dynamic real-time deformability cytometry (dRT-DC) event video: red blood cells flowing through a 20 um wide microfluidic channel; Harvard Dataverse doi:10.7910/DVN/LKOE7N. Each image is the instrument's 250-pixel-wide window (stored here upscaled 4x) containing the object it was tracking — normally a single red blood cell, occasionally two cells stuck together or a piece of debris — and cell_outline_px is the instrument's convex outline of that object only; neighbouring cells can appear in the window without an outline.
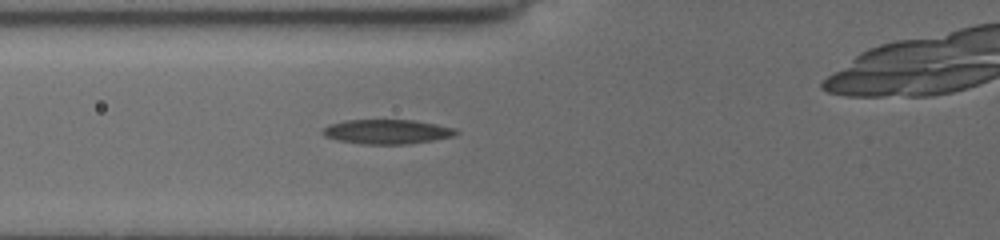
{"species": "common noctule bat (a hibernating species)", "species_latin": "Nyctalus noctula", "temperature_condition": "cold", "stored_images_in_passage": 11, "camera_frame_rate_fps": 3000, "um_per_image_px": 0.085, "animal": {"sex": "female", "body_mass_g": 19.5, "forearm_length_mm": 54.1}, "frame": {"image": 1, "passage_image": 8, "time_ms": 2.667, "image_size_px": [1000, 240], "cell_outline_px": [[460, 132], [452, 136], [432, 140], [404, 144], [360, 144], [336, 140], [324, 136], [320, 132], [328, 124], [344, 120], [412, 120], [436, 124], [456, 128]], "centroid_in_image_um": [32.84, 11.19], "position_along_channel_um": 93.0, "area_um2": 19.07}}
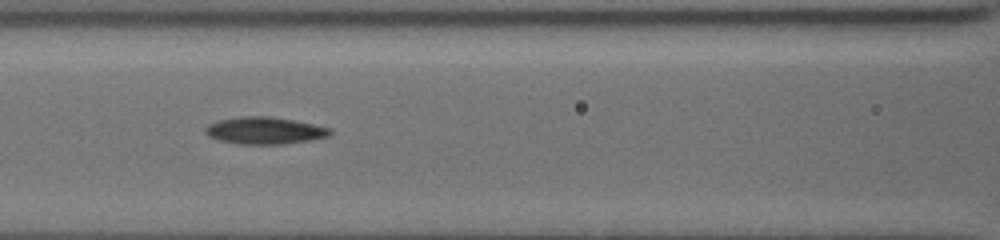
{"frame": {"image": 2, "passage_image": 10, "time_ms": 4.0, "image_size_px": [1000, 240], "cell_outline_px": [[332, 132], [328, 136], [312, 140], [284, 144], [236, 144], [216, 140], [208, 136], [204, 132], [204, 128], [208, 124], [220, 120], [240, 116], [268, 116], [292, 120], [332, 128]], "centroid_in_image_um": [22.46, 11.11], "position_along_channel_um": 144.1, "area_um2": 19.83}}